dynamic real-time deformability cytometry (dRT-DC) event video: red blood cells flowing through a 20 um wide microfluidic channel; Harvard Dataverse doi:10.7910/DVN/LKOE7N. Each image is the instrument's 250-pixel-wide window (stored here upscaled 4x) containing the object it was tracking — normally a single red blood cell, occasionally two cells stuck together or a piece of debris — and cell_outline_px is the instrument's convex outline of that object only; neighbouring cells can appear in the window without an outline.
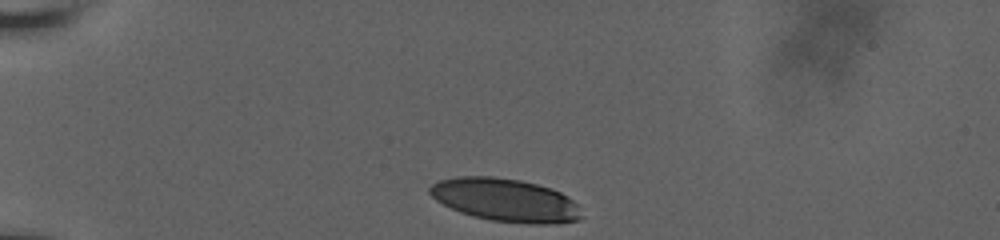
{"species": "human", "species_latin": "Homo sapiens", "temperature_condition": "room temperature", "stored_images_in_passage": 9, "camera_frame_rate_fps": 3000, "um_per_image_px": 0.085, "donor": {"sex": "male"}, "frame": {"image": 1, "passage_image": 1, "time_ms": 0.0, "image_size_px": [1000, 240], "cell_outline_px": [[584, 216], [580, 220], [548, 224], [528, 224], [488, 220], [472, 216], [460, 212], [436, 200], [428, 192], [428, 188], [432, 184], [440, 180], [456, 176], [492, 176], [520, 180], [536, 184], [560, 192], [568, 196], [576, 204]], "centroid_in_image_um": [42.95, 17.01], "position_along_channel_um": 42.0, "area_um2": 38.15}}
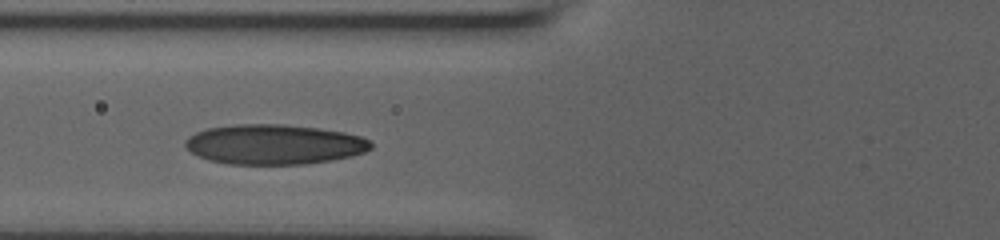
{"frame": {"image": 2, "passage_image": 6, "time_ms": 3.0, "image_size_px": [1000, 240], "cell_outline_px": [[372, 148], [364, 152], [352, 156], [332, 160], [304, 164], [228, 164], [208, 160], [192, 152], [184, 144], [184, 140], [188, 136], [196, 132], [208, 128], [236, 124], [284, 124], [316, 128], [344, 132], [360, 136], [368, 140], [372, 144]], "centroid_in_image_um": [23.29, 12.27], "position_along_channel_um": 102.5, "area_um2": 43.18}}
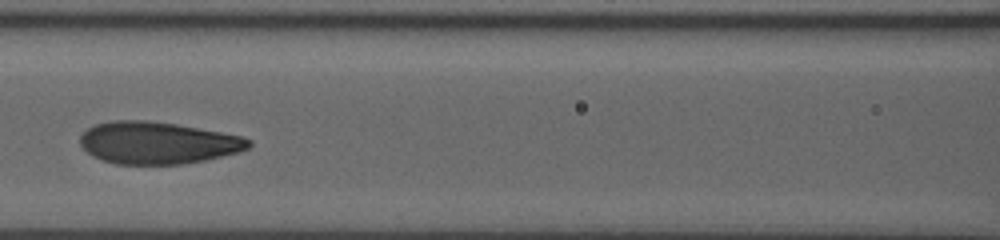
{"frame": {"image": 3, "passage_image": 8, "time_ms": 4.333, "image_size_px": [1000, 240], "cell_outline_px": [[252, 144], [248, 148], [240, 152], [204, 160], [180, 164], [116, 164], [92, 156], [80, 144], [80, 136], [88, 128], [96, 124], [112, 120], [148, 120], [176, 124], [244, 136], [252, 140]], "centroid_in_image_um": [13.42, 12.13], "position_along_channel_um": 153.2, "area_um2": 41.38}}